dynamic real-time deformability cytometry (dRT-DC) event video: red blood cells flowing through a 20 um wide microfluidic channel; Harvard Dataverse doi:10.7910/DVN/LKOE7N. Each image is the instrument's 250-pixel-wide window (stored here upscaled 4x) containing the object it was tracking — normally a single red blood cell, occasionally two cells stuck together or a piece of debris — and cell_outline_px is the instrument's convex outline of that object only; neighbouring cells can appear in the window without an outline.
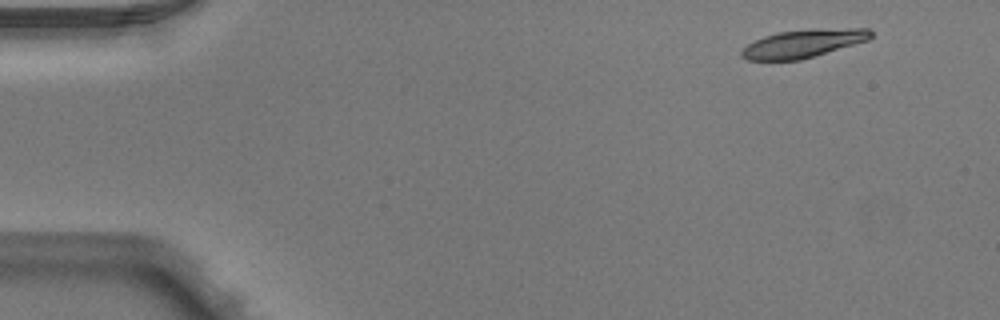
{"species": "Egyptian fruit bat (a non-hibernating species)", "species_latin": "Rousettus aegyptiacus", "temperature_condition": "warm", "stored_images_in_passage": 4, "camera_frame_rate_fps": 3000, "um_per_image_px": 0.085, "animal": {"sex": "male"}, "frame": {"image": 1, "passage_image": 1, "time_ms": 0.0, "image_size_px": [1000, 320], "cell_outline_px": [[872, 36], [868, 40], [800, 60], [744, 60], [740, 56], [740, 52], [748, 44], [764, 36], [776, 32], [812, 28], [868, 28], [872, 32]], "centroid_in_image_um": [68.26, 3.68], "position_along_channel_um": 16.7, "area_um2": 21.27}}
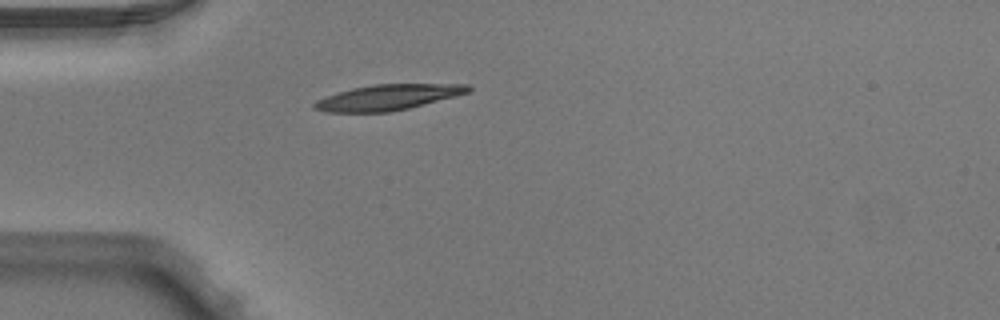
{"frame": {"image": 2, "passage_image": 4, "time_ms": 1.0, "image_size_px": [1000, 320], "cell_outline_px": [[472, 88], [468, 92], [408, 108], [388, 112], [328, 112], [312, 108], [312, 104], [316, 100], [352, 88], [372, 84], [468, 84]], "centroid_in_image_um": [32.93, 8.27], "position_along_channel_um": 52.1, "area_um2": 22.54}}